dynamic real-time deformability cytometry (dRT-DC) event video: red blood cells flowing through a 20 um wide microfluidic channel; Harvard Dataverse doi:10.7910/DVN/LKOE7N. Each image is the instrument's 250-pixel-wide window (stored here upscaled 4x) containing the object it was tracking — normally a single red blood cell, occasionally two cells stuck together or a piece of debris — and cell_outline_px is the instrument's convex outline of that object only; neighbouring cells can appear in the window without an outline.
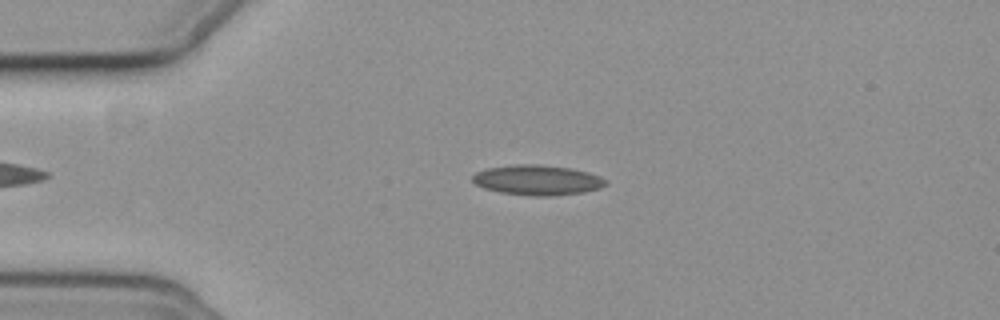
{"species": "common noctule bat (a hibernating species)", "species_latin": "Nyctalus noctula", "temperature_condition": "cold", "stored_images_in_passage": 48, "camera_frame_rate_fps": 3000, "um_per_image_px": 0.085, "animal": {"sex": "female", "body_mass_g": 19.3, "forearm_length_mm": 54.1}, "frame": {"image": 1, "passage_image": 10, "time_ms": 3.0, "image_size_px": [1000, 320], "cell_outline_px": [[608, 184], [600, 188], [584, 192], [552, 196], [532, 196], [500, 192], [484, 188], [476, 184], [472, 180], [472, 176], [476, 172], [484, 168], [516, 164], [540, 164], [572, 168], [588, 172], [600, 176], [608, 180]], "centroid_in_image_um": [45.7, 15.3], "position_along_channel_um": 39.3, "area_um2": 23.64}}
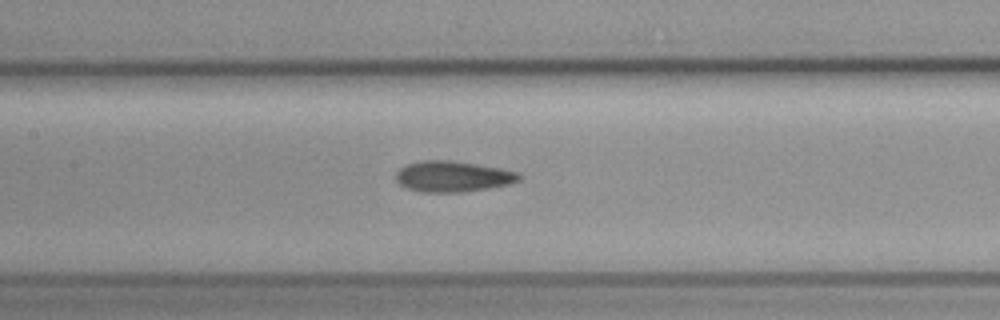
{"frame": {"image": 2, "passage_image": 23, "time_ms": 7.333, "image_size_px": [1000, 320], "cell_outline_px": [[524, 176], [520, 180], [508, 184], [488, 188], [460, 192], [420, 192], [408, 188], [400, 184], [396, 180], [396, 172], [400, 168], [408, 164], [424, 160], [452, 160], [500, 168], [520, 172]], "centroid_in_image_um": [38.52, 14.99], "position_along_channel_um": 168.9, "area_um2": 22.14}}
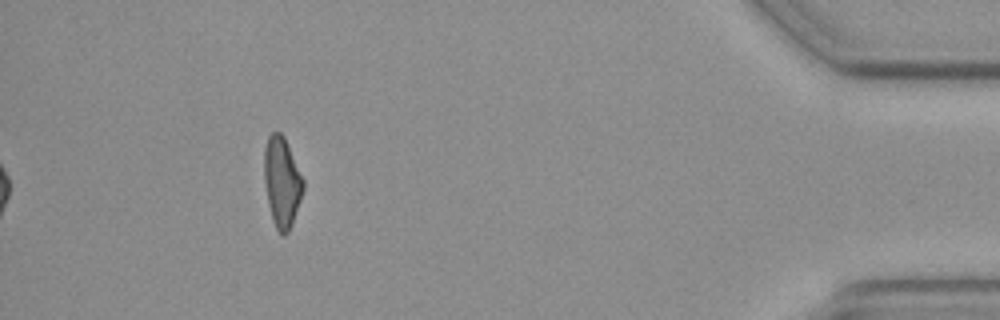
{"frame": {"image": 3, "passage_image": 48, "time_ms": 15.667, "image_size_px": [1000, 320], "cell_outline_px": [[304, 188], [292, 224], [288, 232], [284, 236], [280, 236], [272, 220], [268, 204], [264, 180], [264, 148], [268, 136], [272, 132], [280, 132], [284, 136], [304, 180]], "centroid_in_image_um": [23.95, 15.48], "position_along_channel_um": 411.2, "area_um2": 20.58}, "authors_computed_cell_mechanics": {"area_um2": 21.5883, "velocity_mm_per_s": 3.6806, "shape_relaxation_time_tau1_ms": 7.8882, "shape_relaxation_time_tau2_ms": 4.3565, "deformation_change_tau1": 0.1465, "deformation_change_tau2": 0.1078}}